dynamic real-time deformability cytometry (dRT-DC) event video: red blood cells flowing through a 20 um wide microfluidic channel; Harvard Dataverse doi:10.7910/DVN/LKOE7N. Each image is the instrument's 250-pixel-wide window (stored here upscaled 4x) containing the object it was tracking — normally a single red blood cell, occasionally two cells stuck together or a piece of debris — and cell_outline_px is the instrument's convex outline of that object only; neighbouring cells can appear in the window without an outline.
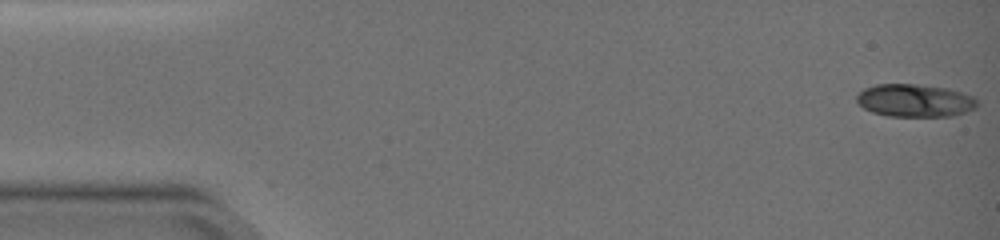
{"species": "common noctule bat (a hibernating species)", "species_latin": "Nyctalus noctula", "temperature_condition": "warm", "stored_images_in_passage": 13, "camera_frame_rate_fps": 3000, "um_per_image_px": 0.085, "animal": {"sex": "female", "body_mass_g": 19.0, "forearm_length_mm": 51.5}, "frame": {"image": 1, "passage_image": 1, "time_ms": 0.0, "image_size_px": [1000, 240], "cell_outline_px": [[976, 108], [952, 116], [888, 116], [872, 112], [864, 108], [856, 100], [856, 96], [864, 88], [876, 84], [916, 84], [948, 88], [972, 96], [976, 100]], "centroid_in_image_um": [77.73, 8.54], "position_along_channel_um": 7.3, "area_um2": 22.89}}
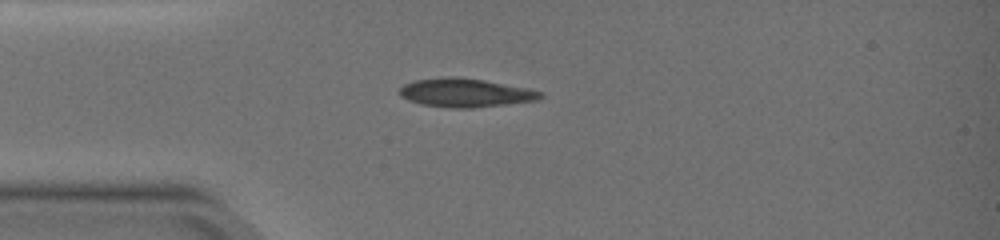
{"frame": {"image": 2, "passage_image": 10, "time_ms": 4.333, "image_size_px": [1000, 240], "cell_outline_px": [[544, 96], [536, 100], [472, 108], [452, 108], [420, 104], [408, 100], [400, 96], [396, 92], [404, 84], [416, 80], [448, 76], [452, 76], [484, 80], [528, 88], [544, 92]], "centroid_in_image_um": [39.53, 7.88], "position_along_channel_um": 45.5, "area_um2": 23.52}}
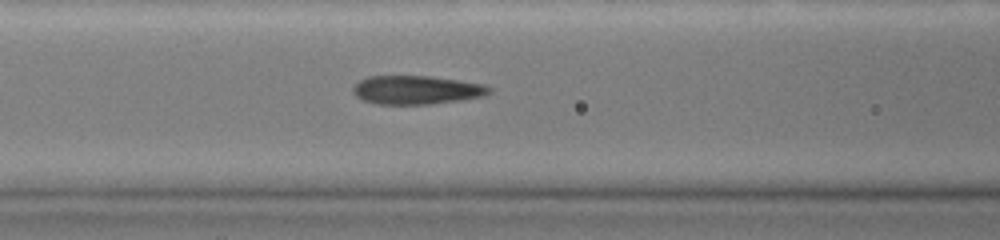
{"frame": {"image": 3, "passage_image": 13, "time_ms": 7.0, "image_size_px": [1000, 240], "cell_outline_px": [[492, 92], [484, 96], [460, 100], [432, 104], [376, 104], [364, 100], [356, 96], [352, 92], [352, 88], [360, 80], [368, 76], [428, 76], [484, 84], [492, 88]], "centroid_in_image_um": [35.41, 7.65], "position_along_channel_um": 131.2, "area_um2": 22.72}}